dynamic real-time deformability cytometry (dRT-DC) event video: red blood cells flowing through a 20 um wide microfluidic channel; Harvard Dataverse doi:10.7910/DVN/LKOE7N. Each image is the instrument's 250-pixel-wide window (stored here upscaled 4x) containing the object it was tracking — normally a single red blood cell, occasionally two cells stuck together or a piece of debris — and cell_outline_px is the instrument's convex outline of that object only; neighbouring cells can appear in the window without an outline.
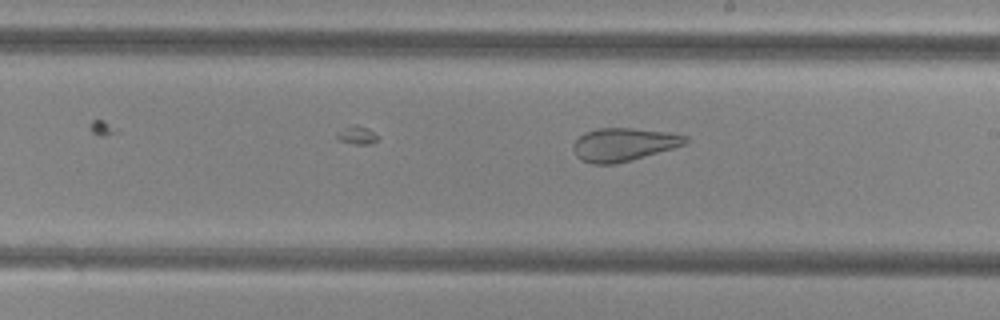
{"species": "common noctule bat (a hibernating species)", "species_latin": "Nyctalus noctula", "temperature_condition": "cold", "stored_images_in_passage": 36, "camera_frame_rate_fps": 3000, "um_per_image_px": 0.085, "animal": {"sex": "female", "body_mass_g": 29.2, "forearm_length_mm": 56.3}, "frame": {"image": 1, "passage_image": 14, "time_ms": 4.333, "image_size_px": [1000, 320], "cell_outline_px": [[688, 144], [632, 160], [616, 164], [592, 164], [580, 160], [576, 156], [572, 148], [572, 144], [584, 132], [596, 128], [632, 128], [668, 132], [688, 136]], "centroid_in_image_um": [53.0, 12.29], "position_along_channel_um": 236.0, "area_um2": 21.96}}
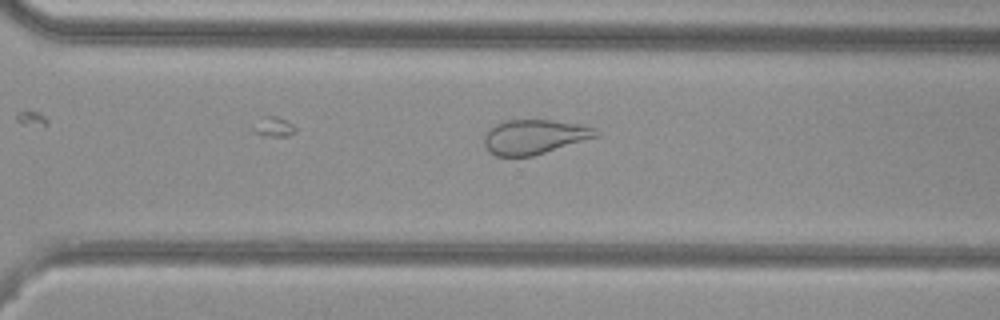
{"frame": {"image": 2, "passage_image": 21, "time_ms": 6.667, "image_size_px": [1000, 320], "cell_outline_px": [[600, 132], [596, 136], [532, 156], [496, 156], [488, 152], [484, 144], [484, 132], [496, 124], [504, 120], [552, 120], [580, 124], [596, 128]], "centroid_in_image_um": [45.36, 11.62], "position_along_channel_um": 325.2, "area_um2": 22.37}}
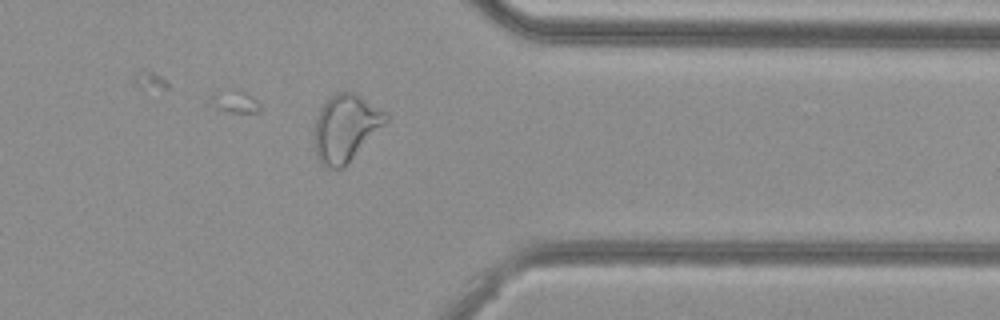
{"frame": {"image": 3, "passage_image": 26, "time_ms": 8.333, "image_size_px": [1000, 320], "cell_outline_px": [[388, 120], [348, 164], [344, 168], [324, 168], [320, 164], [316, 156], [312, 140], [312, 132], [316, 116], [320, 108], [336, 92], [356, 92], [388, 112]], "centroid_in_image_um": [29.35, 10.89], "position_along_channel_um": 382.1, "area_um2": 28.55}, "authors_computed_cell_mechanics": {"area_um2": 22.1663, "velocity_mm_per_s": 3.8269, "shape_relaxation_time_tau1_ms": null, "shape_relaxation_time_tau2_ms": 1.418, "deformation_change_tau1": null, "deformation_change_tau2": 0.0936}}